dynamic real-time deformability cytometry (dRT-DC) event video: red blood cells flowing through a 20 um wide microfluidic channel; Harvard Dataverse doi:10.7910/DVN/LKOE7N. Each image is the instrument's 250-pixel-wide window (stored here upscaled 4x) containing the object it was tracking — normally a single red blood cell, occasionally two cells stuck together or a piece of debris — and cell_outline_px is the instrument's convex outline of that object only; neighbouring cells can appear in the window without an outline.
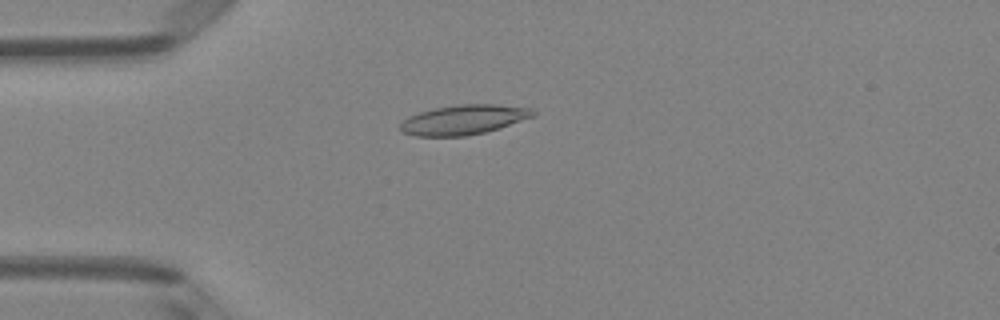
{"species": "Egyptian fruit bat (a non-hibernating species)", "species_latin": "Rousettus aegyptiacus", "temperature_condition": "room temperature", "stored_images_in_passage": 40, "camera_frame_rate_fps": 3000, "um_per_image_px": 0.085, "animal": {"sex": "female"}, "frame": {"image": 1, "passage_image": 3, "time_ms": 0.667, "image_size_px": [1000, 320], "cell_outline_px": [[536, 112], [532, 116], [500, 128], [484, 132], [464, 136], [416, 136], [400, 132], [400, 124], [408, 116], [420, 112], [436, 108], [460, 104], [496, 104], [532, 108]], "centroid_in_image_um": [39.39, 10.17], "position_along_channel_um": 45.6, "area_um2": 22.83}}
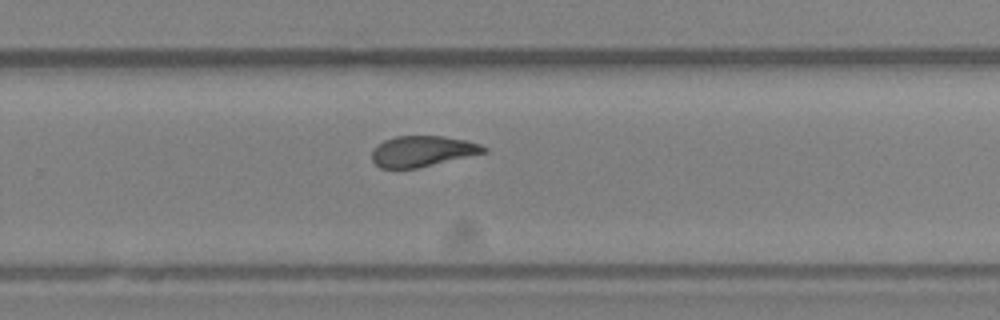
{"frame": {"image": 2, "passage_image": 23, "time_ms": 7.333, "image_size_px": [1000, 320], "cell_outline_px": [[488, 152], [416, 168], [380, 168], [372, 160], [372, 148], [384, 140], [396, 136], [444, 136], [468, 140], [480, 144], [488, 148]], "centroid_in_image_um": [35.92, 12.84], "position_along_channel_um": 293.9, "area_um2": 20.11}}
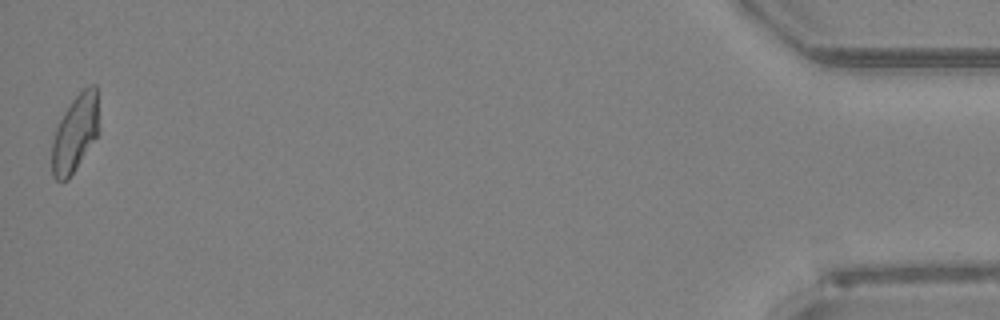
{"frame": {"image": 3, "passage_image": 40, "time_ms": 13.0, "image_size_px": [1000, 320], "cell_outline_px": [[96, 136], [68, 180], [56, 180], [52, 176], [52, 140], [56, 128], [64, 112], [72, 100], [88, 84], [96, 84]], "centroid_in_image_um": [6.33, 11.35], "position_along_channel_um": 428.9, "area_um2": 20.29}, "authors_computed_cell_mechanics": {"area_um2": 21.0392, "velocity_mm_per_s": 4.0123, "shape_relaxation_time_tau1_ms": 4.2111, "shape_relaxation_time_tau2_ms": 1.8157, "deformation_change_tau1": 0.1686, "deformation_change_tau2": 0.0927}}